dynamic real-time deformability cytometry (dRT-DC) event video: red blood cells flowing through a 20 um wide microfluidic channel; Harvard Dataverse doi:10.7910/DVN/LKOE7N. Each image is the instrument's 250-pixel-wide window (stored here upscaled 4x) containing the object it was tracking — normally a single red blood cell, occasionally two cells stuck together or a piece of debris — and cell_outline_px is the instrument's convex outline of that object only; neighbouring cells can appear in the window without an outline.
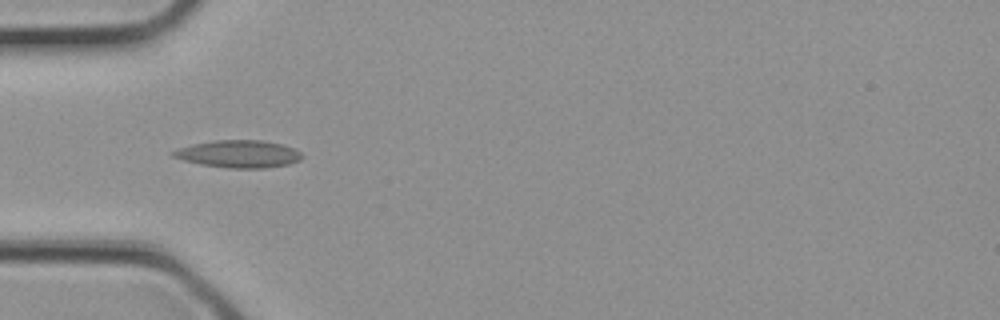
{"species": "common noctule bat (a hibernating species)", "species_latin": "Nyctalus noctula", "temperature_condition": "cold", "stored_images_in_passage": 3, "camera_frame_rate_fps": 3000, "um_per_image_px": 0.085, "animal": {"sex": "female", "body_mass_g": 21.9}, "frame": {"image": 1, "passage_image": 3, "time_ms": 0.667, "image_size_px": [1000, 320], "cell_outline_px": [[304, 156], [300, 160], [288, 164], [264, 168], [228, 168], [200, 164], [184, 160], [172, 156], [168, 152], [176, 148], [192, 144], [212, 140], [260, 140], [280, 144], [292, 148], [300, 152]], "centroid_in_image_um": [20.23, 13.08], "position_along_channel_um": 64.8, "area_um2": 20.63}}